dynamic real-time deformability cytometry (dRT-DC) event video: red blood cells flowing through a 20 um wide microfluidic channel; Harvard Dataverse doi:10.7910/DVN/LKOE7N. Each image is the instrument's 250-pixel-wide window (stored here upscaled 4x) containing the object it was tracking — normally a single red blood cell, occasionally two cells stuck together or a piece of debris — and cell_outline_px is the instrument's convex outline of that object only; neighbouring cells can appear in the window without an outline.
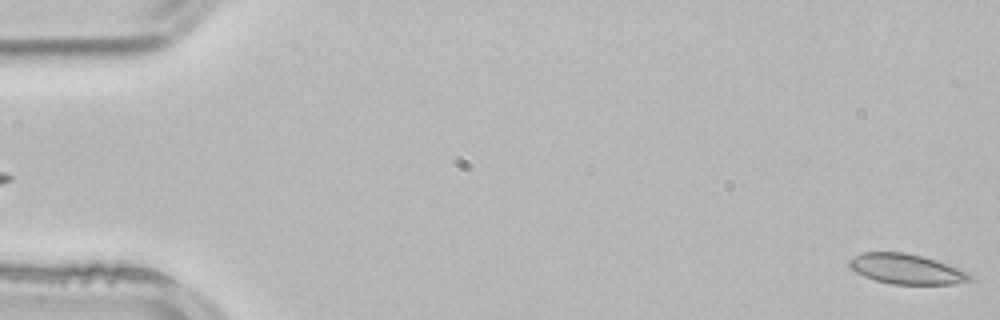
{"species": "common noctule bat (a hibernating species)", "species_latin": "Nyctalus noctula", "temperature_condition": "room temperature", "stored_images_in_passage": 2, "camera_frame_rate_fps": 3000, "um_per_image_px": 0.085, "animal": {"sex": "male", "body_mass_g": 21.5, "forearm_length_mm": 52.0}, "frame": {"image": 1, "passage_image": 2, "time_ms": 0.333, "image_size_px": [1000, 320], "cell_outline_px": [[972, 280], [952, 284], [892, 284], [876, 280], [864, 276], [856, 272], [848, 264], [848, 260], [864, 252], [904, 252], [924, 256], [936, 260], [968, 272], [972, 276]], "centroid_in_image_um": [77.05, 22.86], "position_along_channel_um": 7.9, "area_um2": 20.98}}